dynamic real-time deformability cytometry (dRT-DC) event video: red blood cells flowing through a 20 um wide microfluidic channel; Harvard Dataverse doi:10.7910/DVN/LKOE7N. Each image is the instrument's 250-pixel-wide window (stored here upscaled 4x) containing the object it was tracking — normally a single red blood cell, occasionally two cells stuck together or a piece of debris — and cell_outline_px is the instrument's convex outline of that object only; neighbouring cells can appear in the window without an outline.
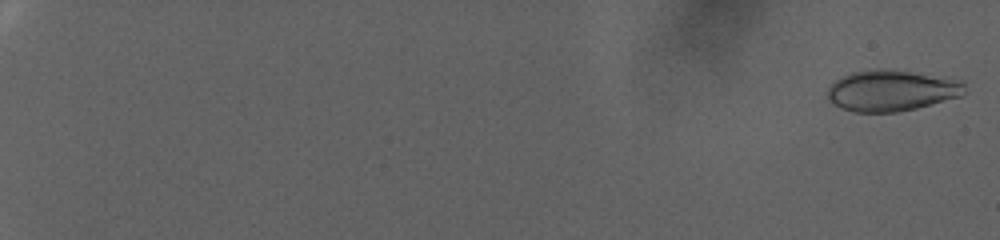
{"species": "human", "species_latin": "Homo sapiens", "temperature_condition": "warm", "stored_images_in_passage": 67, "camera_frame_rate_fps": 3000, "um_per_image_px": 0.085, "donor": {"sex": "female"}, "frame": {"image": 1, "passage_image": 2, "time_ms": 0.333, "image_size_px": [1000, 240], "cell_outline_px": [[968, 92], [960, 96], [916, 108], [896, 112], [852, 112], [840, 108], [828, 100], [828, 88], [836, 80], [852, 72], [880, 68], [884, 68], [944, 76], [964, 80]], "centroid_in_image_um": [75.83, 7.69], "position_along_channel_um": 9.2, "area_um2": 33.18}}
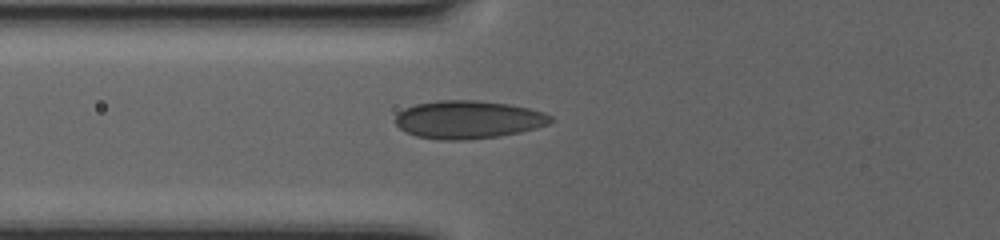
{"frame": {"image": 2, "passage_image": 43, "time_ms": 14.0, "image_size_px": [1000, 240], "cell_outline_px": [[556, 120], [548, 124], [536, 128], [520, 132], [500, 136], [464, 140], [436, 140], [416, 136], [400, 128], [396, 124], [396, 116], [404, 108], [416, 104], [436, 100], [476, 100], [508, 104], [528, 108], [544, 112], [552, 116]], "centroid_in_image_um": [39.82, 10.17], "position_along_channel_um": 86.0, "area_um2": 34.51}}
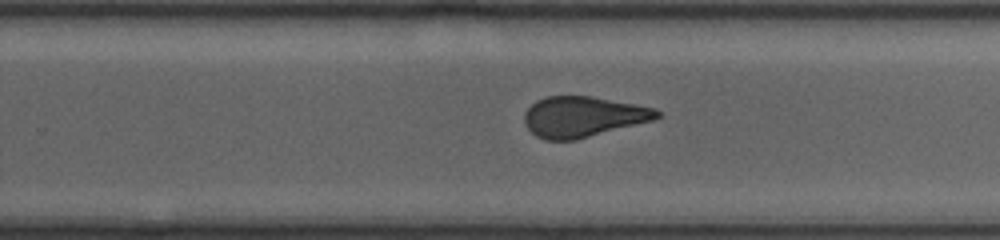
{"frame": {"image": 3, "passage_image": 67, "time_ms": 22.0, "image_size_px": [1000, 240], "cell_outline_px": [[660, 116], [656, 120], [576, 140], [544, 140], [536, 136], [524, 124], [524, 112], [536, 100], [548, 96], [592, 96], [656, 108], [660, 112]], "centroid_in_image_um": [49.57, 9.93], "position_along_channel_um": 280.2, "area_um2": 31.62}}